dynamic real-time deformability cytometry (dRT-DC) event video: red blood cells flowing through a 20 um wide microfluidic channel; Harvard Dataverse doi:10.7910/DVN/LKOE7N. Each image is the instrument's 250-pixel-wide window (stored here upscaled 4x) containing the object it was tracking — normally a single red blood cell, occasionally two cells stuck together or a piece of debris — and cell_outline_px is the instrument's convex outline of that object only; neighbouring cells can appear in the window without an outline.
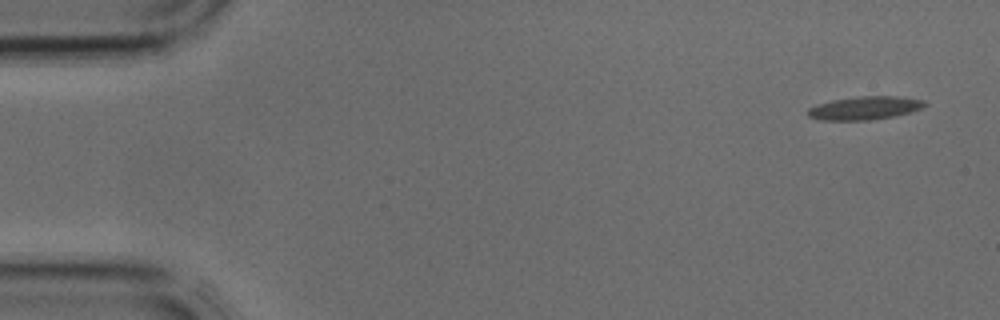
{"species": "common noctule bat (a hibernating species)", "species_latin": "Nyctalus noctula", "temperature_condition": "cold", "stored_images_in_passage": 4, "camera_frame_rate_fps": 3000, "um_per_image_px": 0.085, "animal": {"sex": "male", "body_mass_g": 17.9, "forearm_length_mm": 54.2}, "frame": {"image": 1, "passage_image": 1, "time_ms": 0.0, "image_size_px": [1000, 320], "cell_outline_px": [[928, 104], [924, 108], [912, 112], [872, 120], [820, 120], [808, 116], [808, 108], [816, 104], [832, 100], [856, 96], [900, 96], [924, 100]], "centroid_in_image_um": [73.53, 9.17], "position_along_channel_um": 11.5, "area_um2": 16.07}}
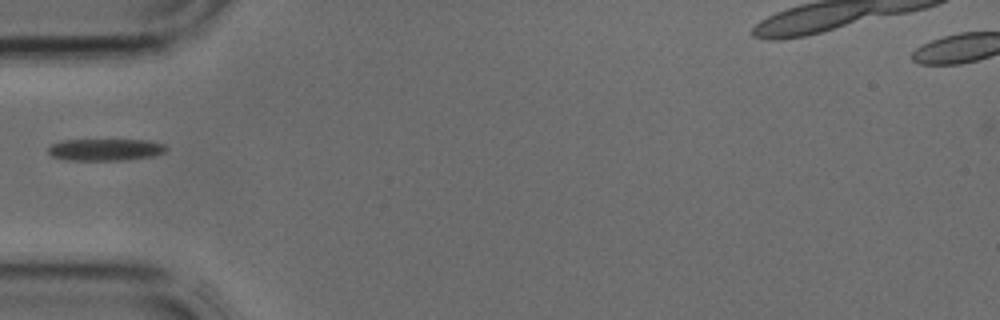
{"frame": {"image": 2, "passage_image": 4, "time_ms": 1.0, "image_size_px": [1000, 320], "cell_outline_px": [[168, 148], [164, 152], [152, 156], [120, 160], [64, 160], [52, 156], [48, 152], [48, 148], [52, 144], [64, 140], [148, 140], [164, 144]], "centroid_in_image_um": [8.94, 12.72], "position_along_channel_um": 76.1, "area_um2": 14.97}}